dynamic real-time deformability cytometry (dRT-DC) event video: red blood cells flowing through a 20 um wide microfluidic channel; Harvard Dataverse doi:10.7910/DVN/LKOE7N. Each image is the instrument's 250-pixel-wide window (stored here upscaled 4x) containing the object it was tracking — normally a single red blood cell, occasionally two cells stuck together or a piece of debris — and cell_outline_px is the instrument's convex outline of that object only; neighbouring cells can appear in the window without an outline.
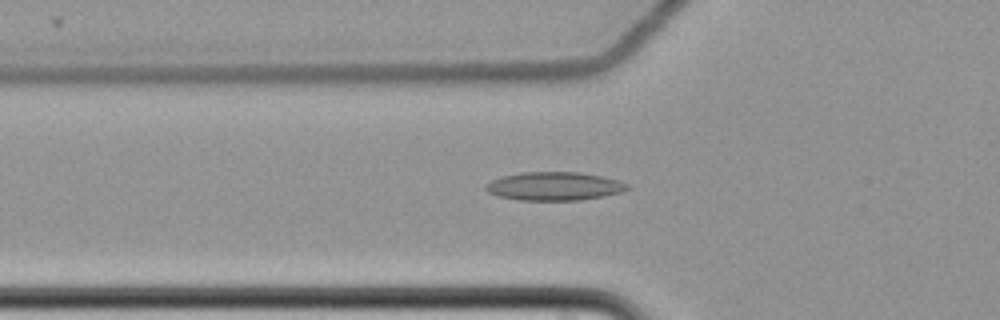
{"species": "common noctule bat (a hibernating species)", "species_latin": "Nyctalus noctula", "temperature_condition": "cold", "stored_images_in_passage": 53, "camera_frame_rate_fps": 3000, "um_per_image_px": 0.085, "animal": {"sex": "female", "body_mass_g": 22.7, "forearm_length_mm": 54.2}, "frame": {"image": 1, "passage_image": 15, "time_ms": 4.667, "image_size_px": [1000, 320], "cell_outline_px": [[632, 188], [620, 192], [604, 196], [580, 200], [520, 200], [496, 196], [488, 192], [484, 188], [492, 180], [504, 176], [520, 172], [580, 172], [600, 176], [616, 180], [628, 184]], "centroid_in_image_um": [47.11, 15.83], "position_along_channel_um": 78.7, "area_um2": 23.35}}
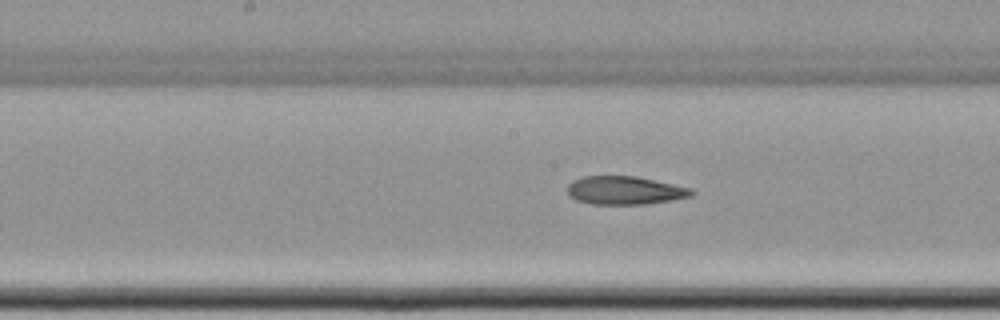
{"frame": {"image": 2, "passage_image": 25, "time_ms": 8.0, "image_size_px": [1000, 320], "cell_outline_px": [[696, 192], [692, 196], [672, 200], [644, 204], [592, 204], [576, 200], [568, 196], [568, 184], [584, 176], [636, 176], [692, 188]], "centroid_in_image_um": [53.14, 16.19], "position_along_channel_um": 195.1, "area_um2": 20.46}}
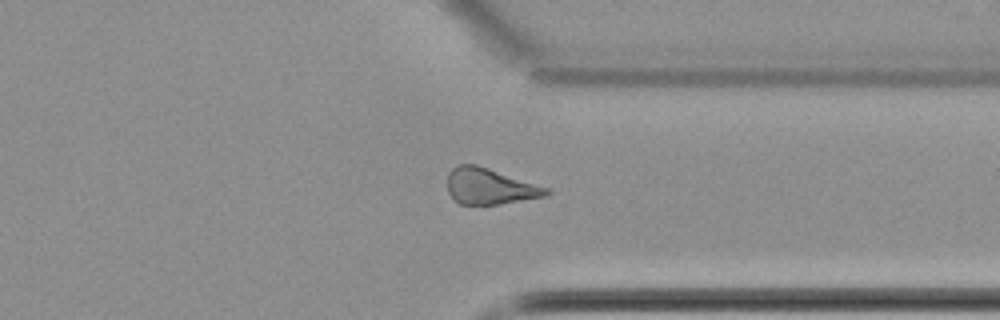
{"frame": {"image": 3, "passage_image": 40, "time_ms": 13.0, "image_size_px": [1000, 320], "cell_outline_px": [[552, 192], [544, 196], [496, 204], [460, 204], [448, 192], [448, 172], [452, 168], [460, 164], [476, 164], [548, 188]], "centroid_in_image_um": [41.6, 15.83], "position_along_channel_um": 369.8, "area_um2": 20.29}}